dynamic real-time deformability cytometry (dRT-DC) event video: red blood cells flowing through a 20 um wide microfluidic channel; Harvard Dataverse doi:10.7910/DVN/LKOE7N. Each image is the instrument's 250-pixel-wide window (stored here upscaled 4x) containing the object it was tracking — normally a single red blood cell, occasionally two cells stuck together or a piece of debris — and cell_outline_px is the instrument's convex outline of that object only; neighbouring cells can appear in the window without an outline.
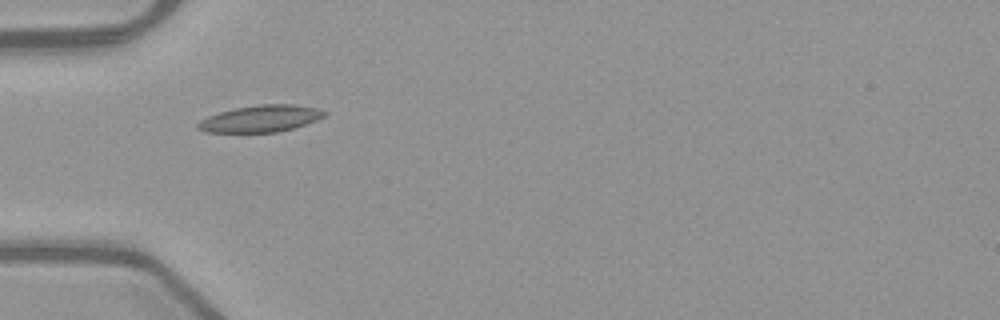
{"species": "common noctule bat (a hibernating species)", "species_latin": "Nyctalus noctula", "temperature_condition": "warm", "stored_images_in_passage": 4, "camera_frame_rate_fps": 3000, "um_per_image_px": 0.085, "animal": {"sex": "female", "body_mass_g": 21.9}, "frame": {"image": 1, "passage_image": 1, "time_ms": 0.0, "image_size_px": [1000, 320], "cell_outline_px": [[328, 112], [324, 116], [316, 120], [292, 128], [276, 132], [204, 132], [196, 128], [196, 124], [200, 120], [208, 116], [220, 112], [236, 108], [260, 104], [292, 104], [316, 108]], "centroid_in_image_um": [22.12, 10.08], "position_along_channel_um": 62.9, "area_um2": 19.54}}
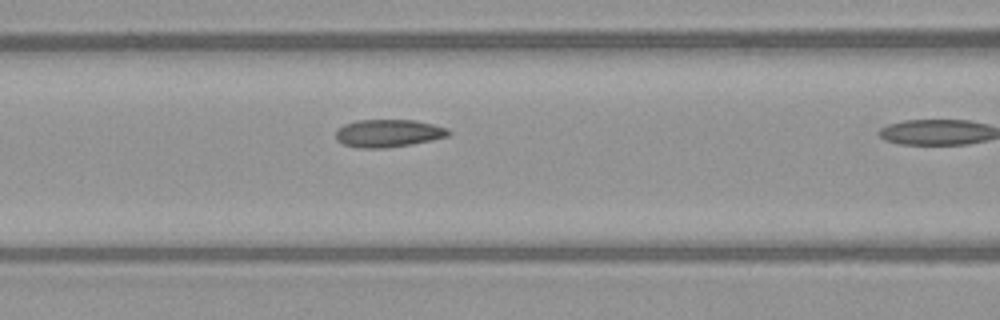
{"frame": {"image": 2, "passage_image": 3, "time_ms": 0.667, "image_size_px": [1000, 320], "cell_outline_px": [[452, 132], [448, 136], [432, 140], [412, 144], [384, 148], [360, 148], [344, 144], [336, 140], [336, 128], [344, 124], [356, 120], [416, 120], [448, 128]], "centroid_in_image_um": [33.0, 11.32], "position_along_channel_um": 133.6, "area_um2": 18.32}}